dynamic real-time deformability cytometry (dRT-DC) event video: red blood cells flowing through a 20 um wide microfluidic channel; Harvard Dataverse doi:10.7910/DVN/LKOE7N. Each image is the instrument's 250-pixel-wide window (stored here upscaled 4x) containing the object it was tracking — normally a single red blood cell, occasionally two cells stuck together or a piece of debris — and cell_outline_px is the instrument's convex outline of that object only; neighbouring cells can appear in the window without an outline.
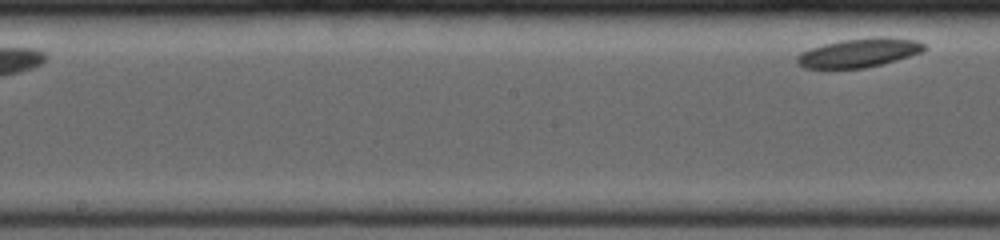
{"species": "common noctule bat (a hibernating species)", "species_latin": "Nyctalus noctula", "temperature_condition": "room temperature", "stored_images_in_passage": 8, "segment_of_instrument_passage": [2, 2], "camera_frame_rate_fps": 4000, "um_per_image_px": 0.085, "animal": {"sex": "female", "body_mass_g": 19.0, "forearm_length_mm": 53.3}, "frame": {"image": 1, "passage_image": 8, "time_ms": 5.25, "image_size_px": [1000, 240], "cell_outline_px": [[928, 48], [920, 52], [896, 60], [864, 68], [804, 68], [796, 64], [796, 56], [800, 52], [824, 44], [840, 40], [872, 36], [880, 36], [916, 40], [924, 44]], "centroid_in_image_um": [72.99, 4.47], "position_along_channel_um": 175.2, "area_um2": 21.44}}